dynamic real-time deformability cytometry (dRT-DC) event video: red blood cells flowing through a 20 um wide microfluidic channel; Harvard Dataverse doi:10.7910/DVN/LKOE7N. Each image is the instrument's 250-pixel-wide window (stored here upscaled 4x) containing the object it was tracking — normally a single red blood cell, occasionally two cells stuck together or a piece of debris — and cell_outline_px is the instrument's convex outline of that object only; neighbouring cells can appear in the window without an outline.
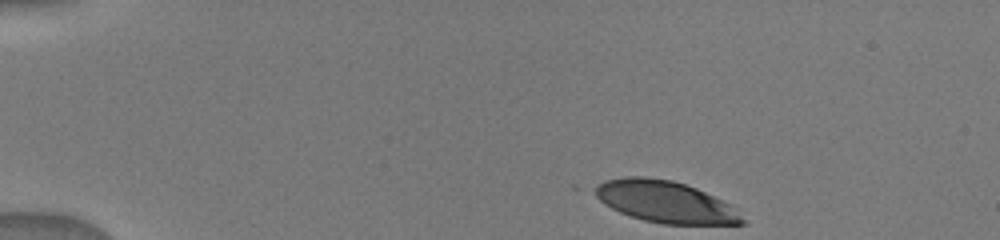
{"species": "human", "species_latin": "Homo sapiens", "temperature_condition": "warm", "stored_images_in_passage": 18, "camera_frame_rate_fps": 3000, "um_per_image_px": 0.085, "donor": {"sex": "male"}, "frame": {"image": 1, "passage_image": 1, "time_ms": 0.0, "image_size_px": [1000, 240], "cell_outline_px": [[744, 224], [664, 224], [644, 220], [620, 212], [604, 204], [588, 188], [604, 180], [624, 176], [644, 176], [672, 180], [696, 188], [728, 204], [744, 220]], "centroid_in_image_um": [56.43, 17.13], "position_along_channel_um": 28.6, "area_um2": 35.55}}
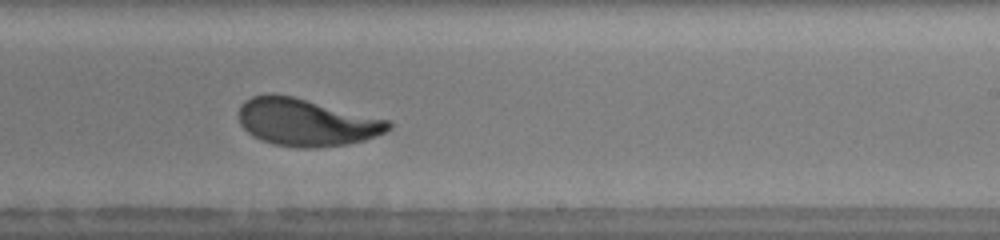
{"frame": {"image": 2, "passage_image": 11, "time_ms": 8.0, "image_size_px": [1000, 240], "cell_outline_px": [[392, 128], [384, 132], [364, 140], [348, 144], [316, 148], [296, 148], [272, 144], [260, 140], [252, 136], [240, 124], [240, 104], [244, 100], [252, 96], [268, 92], [272, 92], [292, 96], [388, 120], [392, 124]], "centroid_in_image_um": [25.98, 10.39], "position_along_channel_um": 263.0, "area_um2": 41.44}}
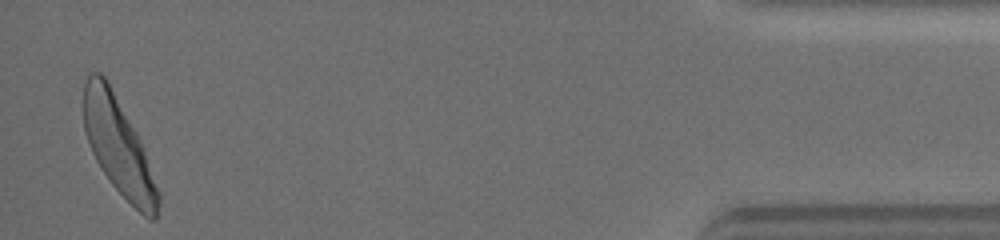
{"frame": {"image": 3, "passage_image": 18, "time_ms": 13.667, "image_size_px": [1000, 240], "cell_outline_px": [[160, 204], [156, 220], [148, 220], [112, 184], [96, 160], [92, 152], [84, 132], [84, 84], [88, 72], [100, 72], [108, 80], [136, 132], [144, 148], [160, 192]], "centroid_in_image_um": [10.08, 12.44], "position_along_channel_um": 425.1, "area_um2": 41.91}}